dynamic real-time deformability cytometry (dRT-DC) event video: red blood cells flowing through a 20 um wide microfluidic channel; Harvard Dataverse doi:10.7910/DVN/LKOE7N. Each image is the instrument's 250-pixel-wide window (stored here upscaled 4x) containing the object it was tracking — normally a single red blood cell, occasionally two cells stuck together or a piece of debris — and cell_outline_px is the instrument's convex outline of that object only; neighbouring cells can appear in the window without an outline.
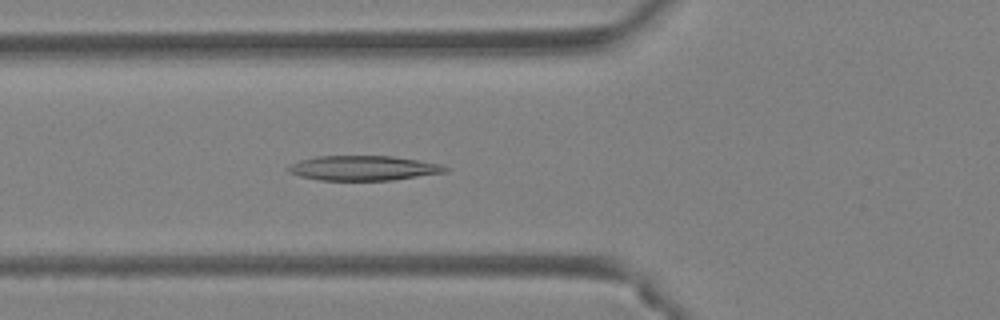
{"species": "Egyptian fruit bat (a non-hibernating species)", "species_latin": "Rousettus aegyptiacus", "temperature_condition": "warm", "stored_images_in_passage": 47, "camera_frame_rate_fps": 3000, "um_per_image_px": 0.085, "animal": {"sex": "female"}, "frame": {"image": 1, "passage_image": 18, "time_ms": 5.667, "image_size_px": [1000, 320], "cell_outline_px": [[452, 168], [448, 172], [392, 180], [320, 180], [300, 176], [288, 172], [288, 168], [292, 164], [300, 160], [316, 156], [392, 156], [440, 164]], "centroid_in_image_um": [30.93, 14.29], "position_along_channel_um": 94.9, "area_um2": 22.6}}
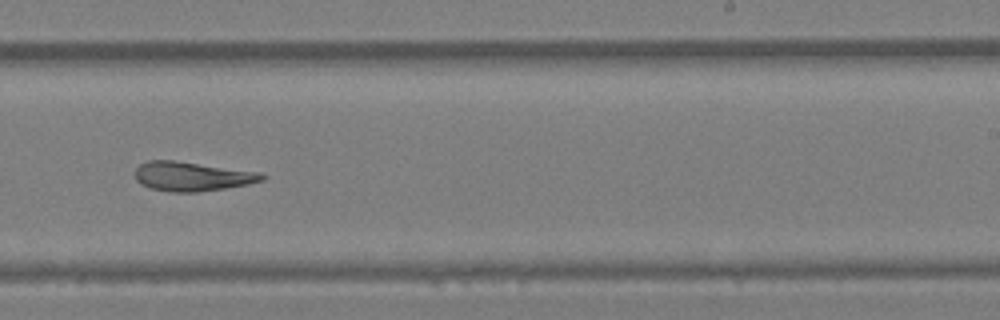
{"frame": {"image": 2, "passage_image": 30, "time_ms": 9.667, "image_size_px": [1000, 320], "cell_outline_px": [[268, 176], [264, 180], [248, 184], [224, 188], [196, 192], [168, 192], [152, 188], [140, 184], [136, 180], [136, 168], [140, 164], [148, 160], [172, 160], [264, 172]], "centroid_in_image_um": [16.37, 14.99], "position_along_channel_um": 272.6, "area_um2": 21.79}}
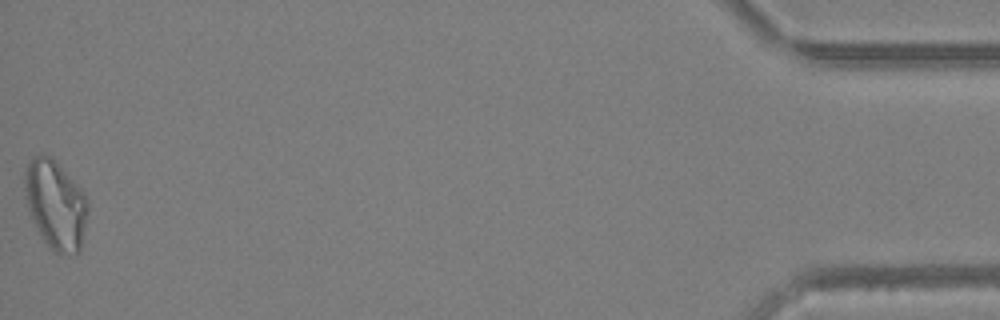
{"frame": {"image": 3, "passage_image": 47, "time_ms": 15.333, "image_size_px": [1000, 320], "cell_outline_px": [[88, 212], [80, 252], [56, 252], [44, 240], [32, 220], [24, 196], [24, 172], [28, 164], [36, 156], [52, 156], [80, 188], [88, 204]], "centroid_in_image_um": [4.71, 17.37], "position_along_channel_um": 430.5, "area_um2": 32.14}, "authors_computed_cell_mechanics": {"area_um2": 24.1604, "velocity_mm_per_s": 4.4488, "shape_relaxation_time_tau1_ms": null, "shape_relaxation_time_tau2_ms": 9.5946, "deformation_change_tau1": null, "deformation_change_tau2": 0.282}}